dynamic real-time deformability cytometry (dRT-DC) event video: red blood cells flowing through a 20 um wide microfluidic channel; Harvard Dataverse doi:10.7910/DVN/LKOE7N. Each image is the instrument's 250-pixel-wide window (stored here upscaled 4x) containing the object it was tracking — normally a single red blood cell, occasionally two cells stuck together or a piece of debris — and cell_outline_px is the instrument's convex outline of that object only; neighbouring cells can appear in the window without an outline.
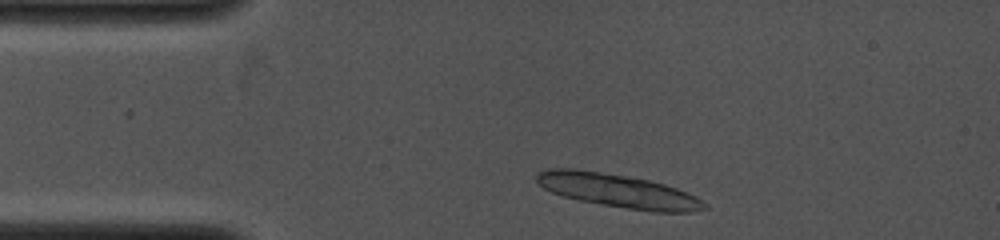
{"species": "common noctule bat (a hibernating species)", "species_latin": "Nyctalus noctula", "temperature_condition": "cold", "stored_images_in_passage": 2, "camera_frame_rate_fps": 4000, "um_per_image_px": 0.085, "animal": {"sex": "female", "body_mass_g": 19.0, "forearm_length_mm": 53.3}, "frame": {"image": 1, "passage_image": 2, "time_ms": 0.25, "image_size_px": [1000, 240], "cell_outline_px": [[708, 208], [692, 212], [652, 212], [580, 200], [564, 196], [552, 192], [544, 188], [536, 180], [536, 172], [548, 168], [572, 168], [600, 172], [648, 180], [664, 184], [676, 188], [696, 196], [708, 204]], "centroid_in_image_um": [52.55, 16.21], "position_along_channel_um": 32.4, "area_um2": 32.48}}